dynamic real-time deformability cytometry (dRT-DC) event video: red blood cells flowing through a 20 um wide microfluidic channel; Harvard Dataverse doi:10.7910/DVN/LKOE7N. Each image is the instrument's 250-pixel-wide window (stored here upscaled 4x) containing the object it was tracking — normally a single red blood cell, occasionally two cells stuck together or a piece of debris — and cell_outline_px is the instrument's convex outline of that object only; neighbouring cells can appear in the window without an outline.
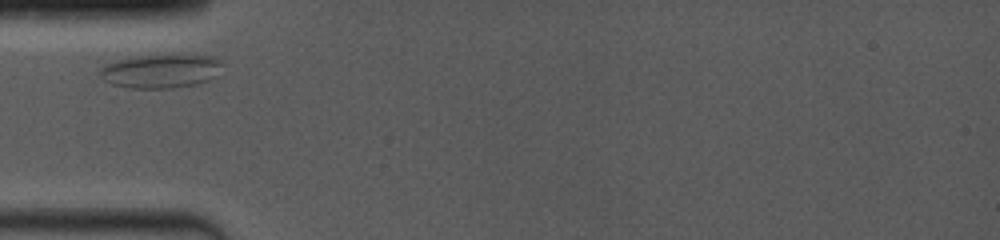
{"species": "common noctule bat (a hibernating species)", "species_latin": "Nyctalus noctula", "temperature_condition": "room temperature", "stored_images_in_passage": 3, "camera_frame_rate_fps": 4000, "um_per_image_px": 0.085, "animal": {"sex": "female", "body_mass_g": 19.0, "forearm_length_mm": 53.3}, "frame": {"image": 1, "passage_image": 1, "time_ms": 0.0, "image_size_px": [1000, 240], "cell_outline_px": [[220, 64], [212, 76], [208, 80], [196, 84], [172, 88], [128, 88], [112, 84], [104, 80], [100, 76], [100, 68], [116, 60], [136, 56], [184, 52], [212, 56], [220, 60]], "centroid_in_image_um": [13.64, 6.0], "position_along_channel_um": 71.4, "area_um2": 24.45}}
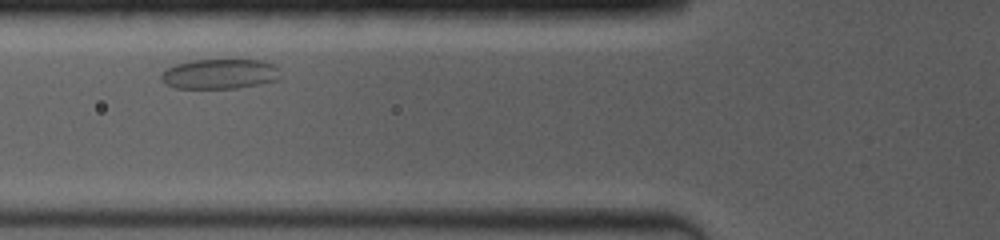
{"frame": {"image": 2, "passage_image": 2, "time_ms": 1.0, "image_size_px": [1000, 240], "cell_outline_px": [[276, 80], [260, 84], [236, 88], [176, 88], [160, 80], [160, 76], [164, 68], [188, 60], [264, 60], [272, 64], [276, 68]], "centroid_in_image_um": [18.58, 6.28], "position_along_channel_um": 107.2, "area_um2": 20.63}}